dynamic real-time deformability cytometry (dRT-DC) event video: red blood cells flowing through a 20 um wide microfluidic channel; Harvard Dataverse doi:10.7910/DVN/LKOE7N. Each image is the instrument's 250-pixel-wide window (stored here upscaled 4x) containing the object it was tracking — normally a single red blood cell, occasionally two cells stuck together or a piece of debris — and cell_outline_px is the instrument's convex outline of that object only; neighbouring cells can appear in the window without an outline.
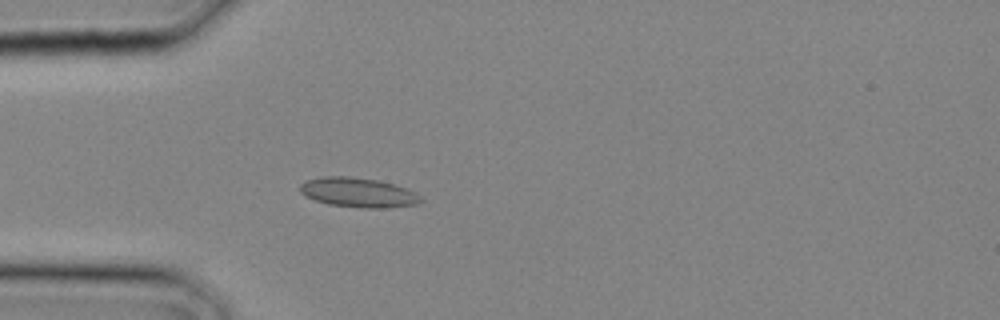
{"species": "common noctule bat (a hibernating species)", "species_latin": "Nyctalus noctula", "temperature_condition": "cold", "stored_images_in_passage": 1, "camera_frame_rate_fps": 3000, "um_per_image_px": 0.085, "animal": {"sex": "male", "body_mass_g": 20.4}, "frame": {"image": 1, "passage_image": 1, "time_ms": 0.0, "image_size_px": [1000, 320], "cell_outline_px": [[424, 200], [416, 204], [388, 208], [364, 208], [328, 204], [304, 196], [300, 192], [300, 184], [304, 180], [324, 176], [352, 176], [376, 180], [396, 184], [416, 192]], "centroid_in_image_um": [30.45, 16.35], "position_along_channel_um": 54.6, "area_um2": 21.04}}